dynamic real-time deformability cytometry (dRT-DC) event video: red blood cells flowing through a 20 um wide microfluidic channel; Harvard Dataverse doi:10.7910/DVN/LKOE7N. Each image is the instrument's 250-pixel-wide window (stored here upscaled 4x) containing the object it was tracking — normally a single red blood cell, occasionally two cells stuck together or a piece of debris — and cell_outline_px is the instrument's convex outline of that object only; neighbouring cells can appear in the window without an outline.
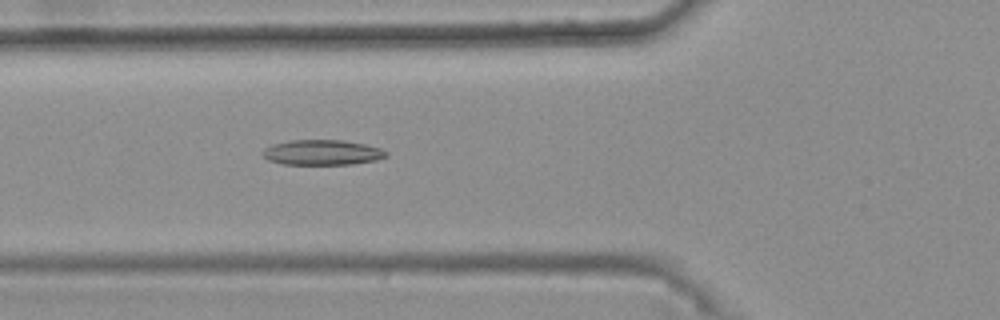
{"species": "common noctule bat (a hibernating species)", "species_latin": "Nyctalus noctula", "temperature_condition": "warm", "stored_images_in_passage": 48, "camera_frame_rate_fps": 3000, "um_per_image_px": 0.085, "animal": {"sex": "female", "body_mass_g": 25.1}, "frame": {"image": 1, "passage_image": 20, "time_ms": 6.333, "image_size_px": [1000, 320], "cell_outline_px": [[388, 156], [376, 160], [352, 164], [284, 164], [268, 160], [260, 152], [264, 148], [272, 144], [288, 140], [344, 140], [364, 144], [380, 148], [388, 152]], "centroid_in_image_um": [27.37, 12.95], "position_along_channel_um": 98.4, "area_um2": 18.21}}
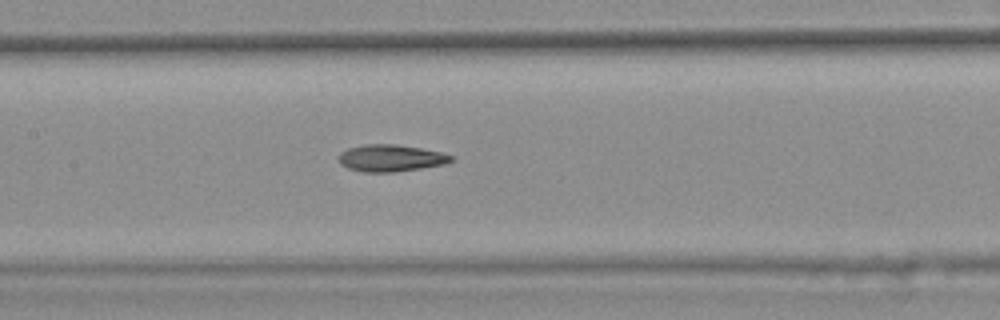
{"frame": {"image": 2, "passage_image": 26, "time_ms": 8.333, "image_size_px": [1000, 320], "cell_outline_px": [[452, 160], [444, 164], [396, 172], [364, 172], [348, 168], [340, 164], [340, 152], [348, 148], [364, 144], [392, 144], [420, 148], [440, 152], [452, 156]], "centroid_in_image_um": [33.18, 13.44], "position_along_channel_um": 174.2, "area_um2": 17.4}}
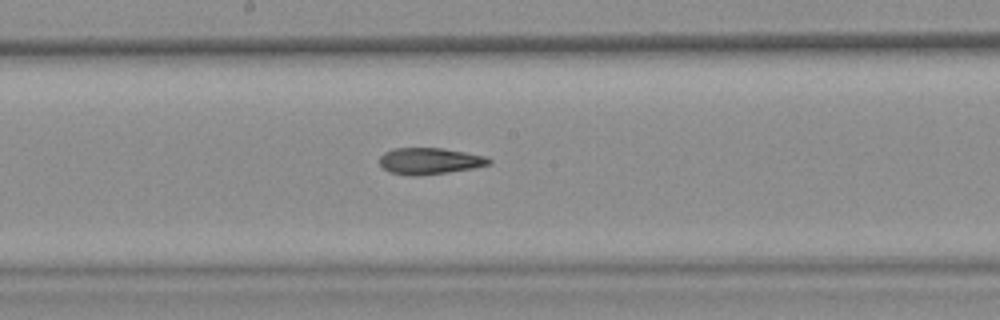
{"frame": {"image": 3, "passage_image": 29, "time_ms": 9.333, "image_size_px": [1000, 320], "cell_outline_px": [[492, 164], [472, 168], [416, 176], [412, 176], [388, 172], [380, 164], [380, 156], [384, 152], [392, 148], [444, 148], [484, 156], [492, 160]], "centroid_in_image_um": [36.49, 13.68], "position_along_channel_um": 211.7, "area_um2": 16.76}, "authors_computed_cell_mechanics": {"area_um2": 17.5712, "velocity_mm_per_s": 3.7745, "shape_relaxation_time_tau1_ms": null, "shape_relaxation_time_tau2_ms": 4.7811, "deformation_change_tau1": null, "deformation_change_tau2": 0.1488}}